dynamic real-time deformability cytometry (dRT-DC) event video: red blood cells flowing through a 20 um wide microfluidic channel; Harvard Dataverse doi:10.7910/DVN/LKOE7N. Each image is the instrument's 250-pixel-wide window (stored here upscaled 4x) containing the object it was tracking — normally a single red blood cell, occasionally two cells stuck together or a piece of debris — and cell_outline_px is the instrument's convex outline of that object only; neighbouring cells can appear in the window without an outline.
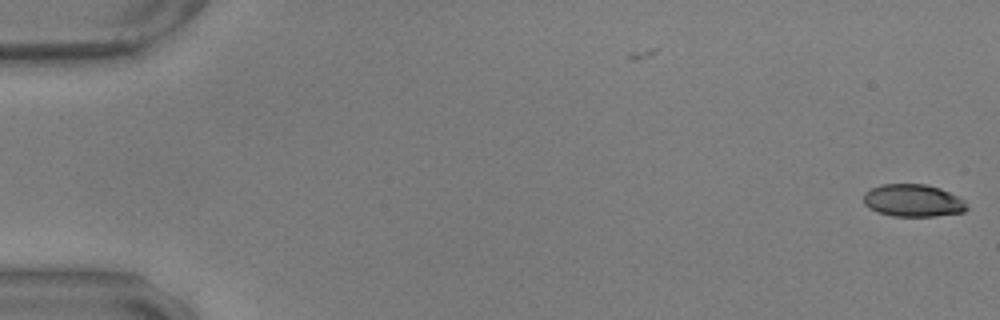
{"species": "common noctule bat (a hibernating species)", "species_latin": "Nyctalus noctula", "temperature_condition": "warm", "stored_images_in_passage": 6, "camera_frame_rate_fps": 3000, "um_per_image_px": 0.085, "animal": {"sex": "male", "body_mass_g": 17.9, "forearm_length_mm": 54.2}, "frame": {"image": 1, "passage_image": 6, "time_ms": 1.667, "image_size_px": [1000, 320], "cell_outline_px": [[968, 208], [964, 212], [936, 216], [892, 216], [876, 212], [868, 208], [864, 204], [864, 192], [880, 184], [924, 184], [940, 188], [960, 196], [964, 200]], "centroid_in_image_um": [77.61, 17.05], "position_along_channel_um": 7.4, "area_um2": 19.77}}